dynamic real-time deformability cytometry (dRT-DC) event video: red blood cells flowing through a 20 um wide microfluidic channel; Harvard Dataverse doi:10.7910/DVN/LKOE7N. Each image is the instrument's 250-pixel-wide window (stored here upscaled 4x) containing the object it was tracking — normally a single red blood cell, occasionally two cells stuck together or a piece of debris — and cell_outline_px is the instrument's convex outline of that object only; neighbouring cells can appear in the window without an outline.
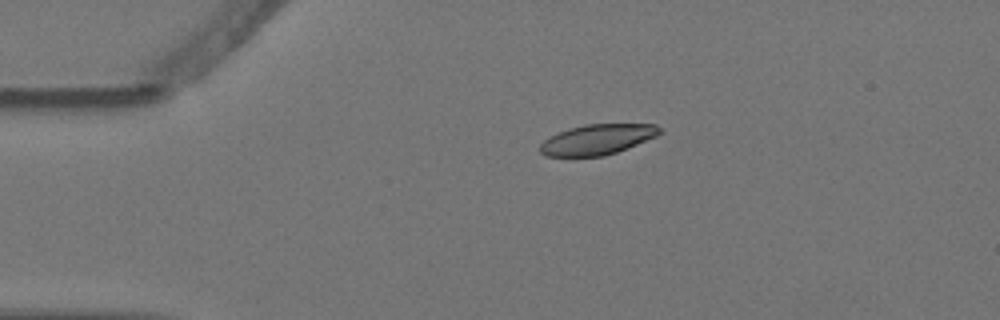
{"species": "Egyptian fruit bat (a non-hibernating species)", "species_latin": "Rousettus aegyptiacus", "temperature_condition": "warm", "stored_images_in_passage": 3, "camera_frame_rate_fps": 3000, "um_per_image_px": 0.085, "animal": {"sex": "female"}, "frame": {"image": 1, "passage_image": 1, "time_ms": 0.0, "image_size_px": [1000, 320], "cell_outline_px": [[660, 132], [656, 136], [616, 152], [604, 156], [544, 156], [540, 152], [540, 144], [548, 136], [568, 128], [584, 124], [656, 124], [660, 128]], "centroid_in_image_um": [50.72, 11.85], "position_along_channel_um": 34.3, "area_um2": 21.04}}
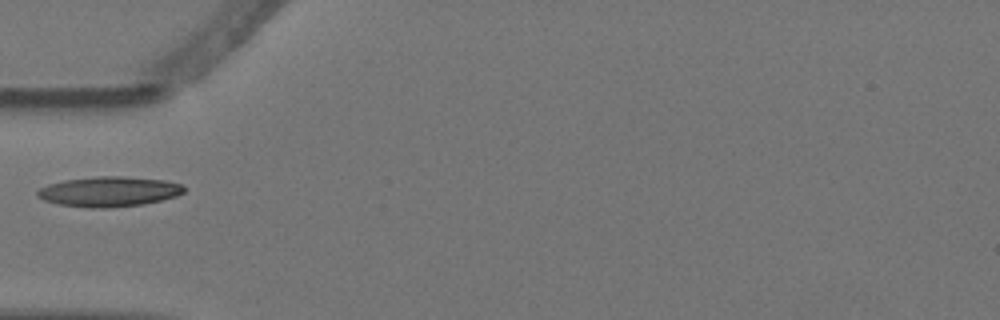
{"frame": {"image": 2, "passage_image": 3, "time_ms": 0.667, "image_size_px": [1000, 320], "cell_outline_px": [[184, 192], [176, 196], [144, 204], [108, 208], [88, 208], [60, 204], [44, 200], [36, 196], [36, 192], [40, 188], [48, 184], [64, 180], [96, 176], [124, 176], [164, 180], [184, 184]], "centroid_in_image_um": [9.26, 16.28], "position_along_channel_um": 75.7, "area_um2": 25.78}}